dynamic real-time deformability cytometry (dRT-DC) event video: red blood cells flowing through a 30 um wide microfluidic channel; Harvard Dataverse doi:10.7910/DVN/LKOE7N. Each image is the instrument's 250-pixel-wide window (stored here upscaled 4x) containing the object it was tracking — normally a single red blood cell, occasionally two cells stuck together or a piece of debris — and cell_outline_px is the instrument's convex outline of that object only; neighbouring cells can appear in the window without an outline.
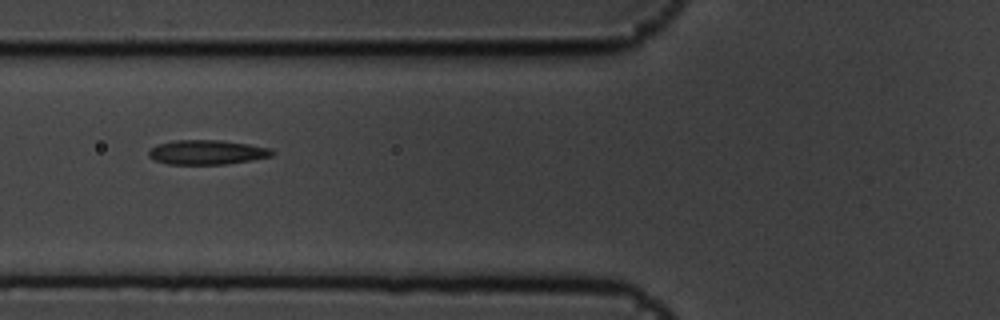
{"species": "common noctule bat (a hibernating species)", "species_latin": "Nyctalus noctula", "temperature_condition": "cold", "stored_images_in_passage": 7, "camera_frame_rate_fps": 3000, "um_per_image_px": 0.085, "animal": {"sex": "male", "body_mass_g": 19.5, "forearm_length_mm": 54.6}, "frame": {"image": 1, "passage_image": 3, "time_ms": 0.667, "image_size_px": [1000, 320], "cell_outline_px": [[276, 152], [272, 156], [252, 160], [224, 164], [168, 164], [156, 160], [148, 156], [148, 148], [156, 144], [172, 140], [220, 140], [248, 144], [272, 148]], "centroid_in_image_um": [17.58, 12.93], "position_along_channel_um": 108.2, "area_um2": 17.8}}
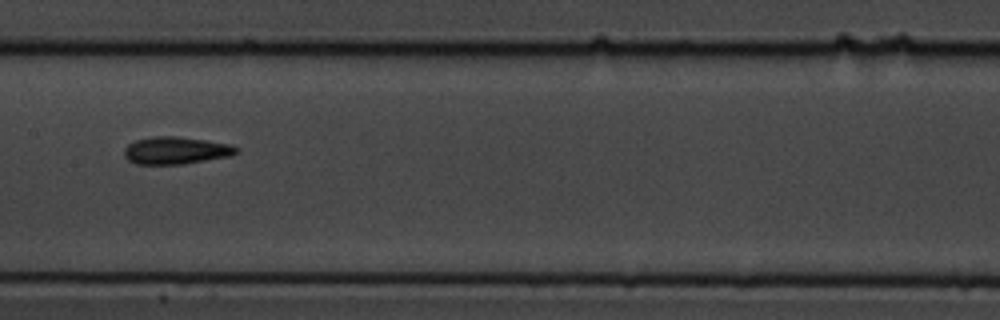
{"frame": {"image": 2, "passage_image": 5, "time_ms": 1.333, "image_size_px": [1000, 320], "cell_outline_px": [[240, 152], [232, 156], [184, 164], [136, 164], [128, 160], [124, 156], [124, 148], [128, 144], [136, 140], [152, 136], [176, 136], [232, 144], [240, 148]], "centroid_in_image_um": [14.99, 12.79], "position_along_channel_um": 192.4, "area_um2": 18.15}}
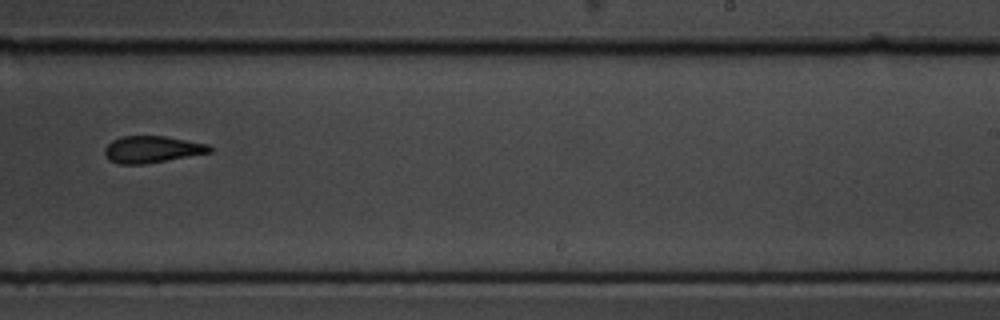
{"frame": {"image": 3, "passage_image": 7, "time_ms": 2.0, "image_size_px": [1000, 320], "cell_outline_px": [[212, 152], [144, 164], [120, 164], [108, 160], [104, 152], [104, 148], [112, 140], [120, 136], [164, 136], [208, 144], [212, 148]], "centroid_in_image_um": [12.89, 12.69], "position_along_channel_um": 276.1, "area_um2": 16.36}}